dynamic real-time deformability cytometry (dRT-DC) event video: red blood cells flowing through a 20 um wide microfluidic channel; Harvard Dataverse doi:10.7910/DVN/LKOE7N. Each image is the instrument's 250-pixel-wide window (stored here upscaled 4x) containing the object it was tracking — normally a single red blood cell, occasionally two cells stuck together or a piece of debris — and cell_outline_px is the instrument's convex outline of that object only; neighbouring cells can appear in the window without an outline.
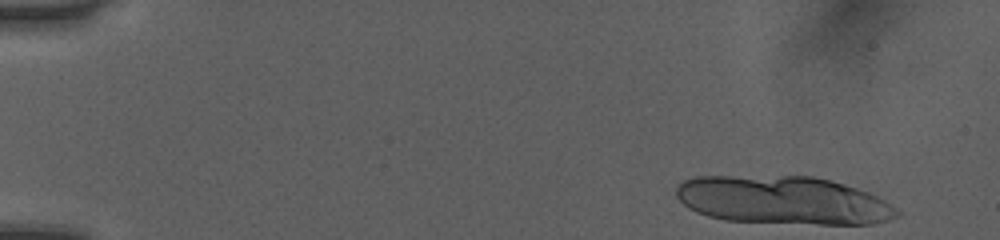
{"species": "human", "species_latin": "Homo sapiens", "temperature_condition": "room temperature", "stored_images_in_passage": 13, "camera_frame_rate_fps": 3000, "um_per_image_px": 0.085, "donor": {"sex": "female"}, "frame": {"image": 1, "passage_image": 1, "time_ms": 0.0, "image_size_px": [1000, 240], "cell_outline_px": [[900, 216], [888, 220], [872, 224], [820, 224], [724, 220], [708, 216], [696, 212], [688, 208], [676, 196], [676, 188], [684, 180], [696, 176], [812, 176], [844, 184], [868, 192], [884, 200], [900, 212]], "centroid_in_image_um": [66.55, 17.02], "position_along_channel_um": 18.4, "area_um2": 61.85}}